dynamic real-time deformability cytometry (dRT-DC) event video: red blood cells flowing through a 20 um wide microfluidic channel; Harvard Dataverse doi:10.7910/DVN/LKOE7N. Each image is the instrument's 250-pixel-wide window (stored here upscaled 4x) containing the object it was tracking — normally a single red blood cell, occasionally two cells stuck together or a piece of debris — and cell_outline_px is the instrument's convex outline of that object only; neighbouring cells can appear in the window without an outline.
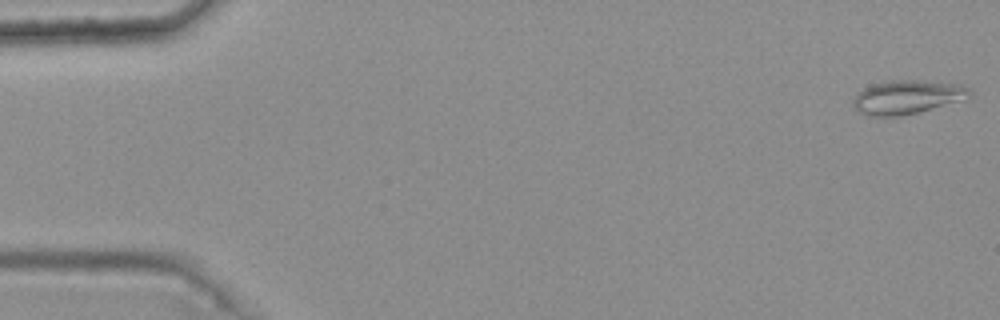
{"species": "common noctule bat (a hibernating species)", "species_latin": "Nyctalus noctula", "temperature_condition": "warm", "stored_images_in_passage": 49, "camera_frame_rate_fps": 3000, "um_per_image_px": 0.085, "animal": {"sex": "female", "body_mass_g": 25.1}, "frame": {"image": 1, "passage_image": 1, "time_ms": 0.0, "image_size_px": [1000, 320], "cell_outline_px": [[972, 92], [964, 100], [900, 116], [864, 116], [852, 108], [852, 100], [864, 88], [872, 84], [892, 80], [916, 80], [960, 84], [968, 88]], "centroid_in_image_um": [77.06, 8.26], "position_along_channel_um": 7.9, "area_um2": 22.89}}
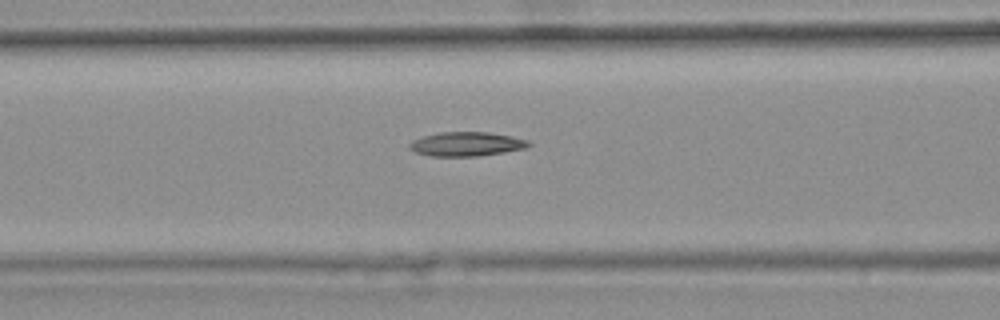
{"frame": {"image": 2, "passage_image": 22, "time_ms": 7.0, "image_size_px": [1000, 320], "cell_outline_px": [[532, 144], [524, 148], [504, 152], [480, 156], [432, 156], [416, 152], [408, 148], [408, 144], [412, 140], [424, 136], [440, 132], [488, 132], [512, 136], [528, 140]], "centroid_in_image_um": [39.64, 12.24], "position_along_channel_um": 127.0, "area_um2": 16.76}}
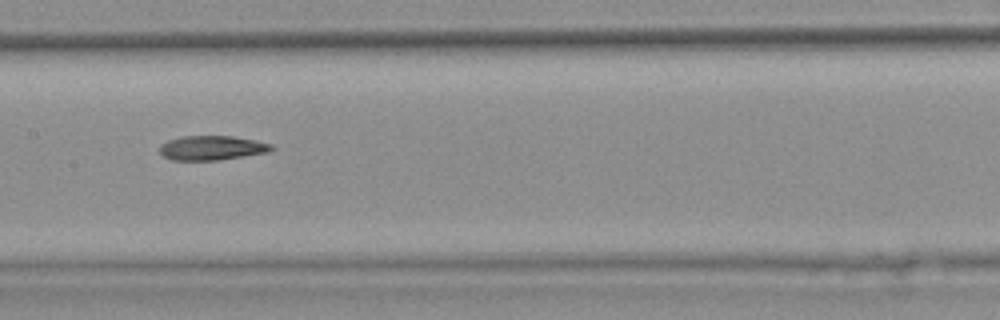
{"frame": {"image": 3, "passage_image": 27, "time_ms": 8.667, "image_size_px": [1000, 320], "cell_outline_px": [[276, 148], [268, 152], [216, 160], [172, 160], [164, 156], [160, 152], [160, 144], [168, 140], [180, 136], [232, 136], [256, 140], [272, 144]], "centroid_in_image_um": [18.01, 12.56], "position_along_channel_um": 189.4, "area_um2": 15.9}}